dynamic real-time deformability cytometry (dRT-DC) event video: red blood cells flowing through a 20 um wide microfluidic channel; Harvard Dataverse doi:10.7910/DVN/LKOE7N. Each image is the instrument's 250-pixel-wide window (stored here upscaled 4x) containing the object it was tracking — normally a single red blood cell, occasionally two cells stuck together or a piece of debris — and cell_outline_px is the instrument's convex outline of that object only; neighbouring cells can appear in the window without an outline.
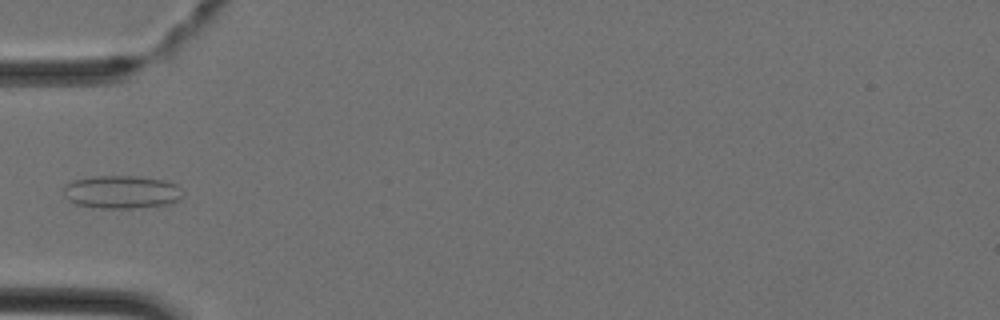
{"species": "Egyptian fruit bat (a non-hibernating species)", "species_latin": "Rousettus aegyptiacus", "temperature_condition": "cold", "stored_images_in_passage": 5, "camera_frame_rate_fps": 3000, "um_per_image_px": 0.085, "animal": {"sex": "female"}, "frame": {"image": 1, "passage_image": 5, "time_ms": 1.333, "image_size_px": [1000, 320], "cell_outline_px": [[184, 196], [180, 200], [168, 204], [132, 208], [100, 208], [76, 204], [68, 200], [64, 196], [64, 184], [72, 180], [92, 176], [140, 176], [164, 180], [176, 184], [184, 192]], "centroid_in_image_um": [10.35, 16.31], "position_along_channel_um": 74.7, "area_um2": 23.24}}